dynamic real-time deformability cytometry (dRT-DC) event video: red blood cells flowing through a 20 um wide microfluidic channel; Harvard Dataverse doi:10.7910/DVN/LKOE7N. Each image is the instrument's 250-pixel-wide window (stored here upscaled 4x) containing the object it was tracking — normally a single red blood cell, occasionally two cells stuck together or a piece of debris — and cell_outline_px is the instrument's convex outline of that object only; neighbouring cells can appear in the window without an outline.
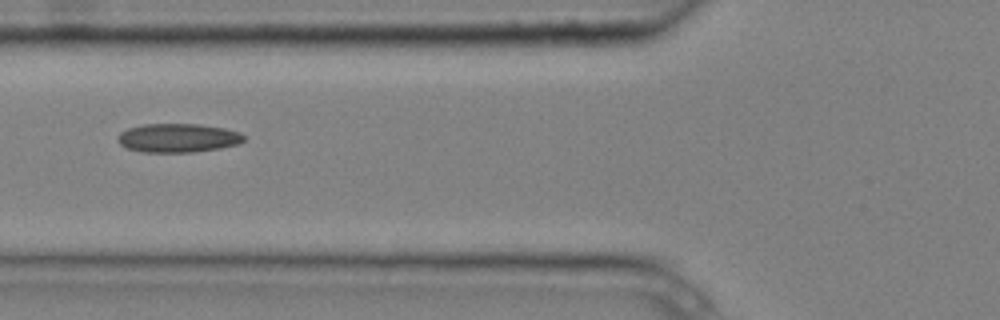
{"species": "common noctule bat (a hibernating species)", "species_latin": "Nyctalus noctula", "temperature_condition": "cold", "stored_images_in_passage": 13, "camera_frame_rate_fps": 3000, "um_per_image_px": 0.085, "animal": {"sex": "male", "body_mass_g": 20.4}, "frame": {"image": 1, "passage_image": 6, "time_ms": 1.667, "image_size_px": [1000, 320], "cell_outline_px": [[244, 140], [240, 144], [220, 148], [192, 152], [140, 152], [128, 148], [120, 144], [116, 140], [116, 136], [120, 132], [128, 128], [144, 124], [200, 124], [224, 128], [240, 132], [244, 136]], "centroid_in_image_um": [15.11, 11.72], "position_along_channel_um": 110.7, "area_um2": 21.33}}